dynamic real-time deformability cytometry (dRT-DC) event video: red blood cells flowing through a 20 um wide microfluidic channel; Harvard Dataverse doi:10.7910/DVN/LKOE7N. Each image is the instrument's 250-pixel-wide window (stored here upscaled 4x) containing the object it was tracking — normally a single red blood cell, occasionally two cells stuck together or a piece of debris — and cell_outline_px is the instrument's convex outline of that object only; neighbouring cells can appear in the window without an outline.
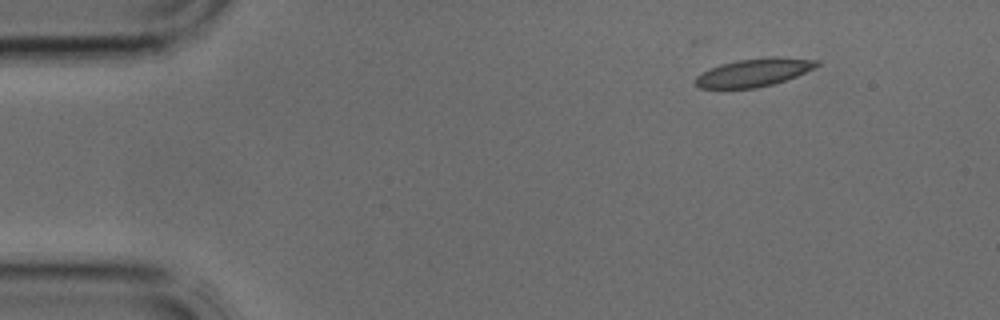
{"species": "common noctule bat (a hibernating species)", "species_latin": "Nyctalus noctula", "temperature_condition": "cold", "stored_images_in_passage": 4, "camera_frame_rate_fps": 3000, "um_per_image_px": 0.085, "animal": {"sex": "male", "body_mass_g": 17.9, "forearm_length_mm": 54.2}, "frame": {"image": 1, "passage_image": 1, "time_ms": 0.0, "image_size_px": [1000, 320], "cell_outline_px": [[820, 64], [796, 76], [772, 84], [756, 88], [700, 88], [696, 84], [696, 76], [720, 64], [740, 60], [768, 56], [776, 56], [820, 60]], "centroid_in_image_um": [64.11, 6.15], "position_along_channel_um": 20.9, "area_um2": 19.54}}